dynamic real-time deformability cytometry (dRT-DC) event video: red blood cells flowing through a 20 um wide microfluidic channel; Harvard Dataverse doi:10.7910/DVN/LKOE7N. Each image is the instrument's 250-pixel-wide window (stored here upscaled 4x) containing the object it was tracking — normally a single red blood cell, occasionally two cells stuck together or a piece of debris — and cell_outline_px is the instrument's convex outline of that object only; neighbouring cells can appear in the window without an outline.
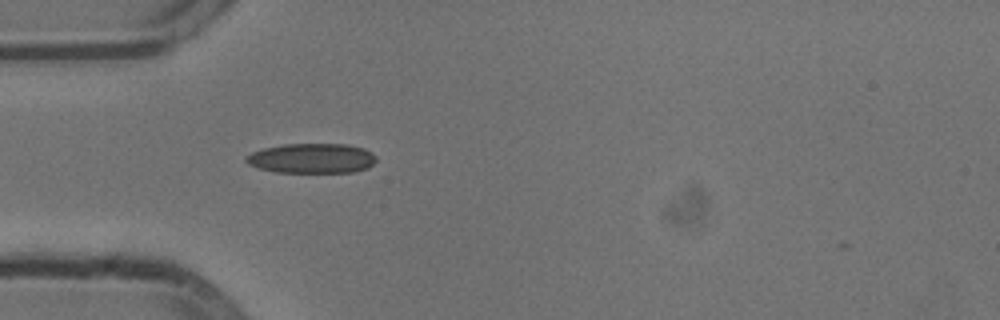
{"species": "common noctule bat (a hibernating species)", "species_latin": "Nyctalus noctula", "temperature_condition": "cold", "stored_images_in_passage": 40, "camera_frame_rate_fps": 3000, "um_per_image_px": 0.085, "animal": {"sex": "male", "body_mass_g": 13.3}, "frame": {"image": 1, "passage_image": 2, "time_ms": 0.333, "image_size_px": [1000, 320], "cell_outline_px": [[376, 160], [368, 168], [352, 172], [276, 172], [260, 168], [248, 164], [244, 160], [252, 152], [264, 148], [284, 144], [348, 144], [364, 148], [372, 152], [376, 156]], "centroid_in_image_um": [26.54, 13.45], "position_along_channel_um": 58.5, "area_um2": 22.6}}
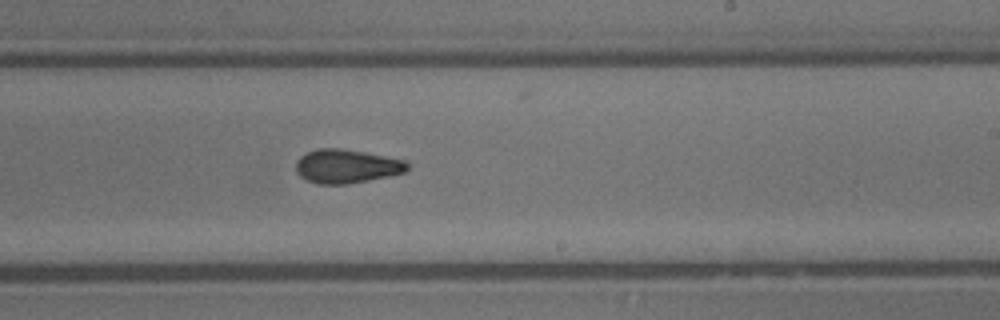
{"frame": {"image": 2, "passage_image": 18, "time_ms": 5.667, "image_size_px": [1000, 320], "cell_outline_px": [[408, 168], [404, 172], [388, 176], [348, 184], [316, 184], [300, 176], [296, 172], [296, 160], [300, 156], [308, 152], [320, 148], [340, 148], [364, 152], [404, 160], [408, 164]], "centroid_in_image_um": [29.42, 14.13], "position_along_channel_um": 259.6, "area_um2": 21.79}}
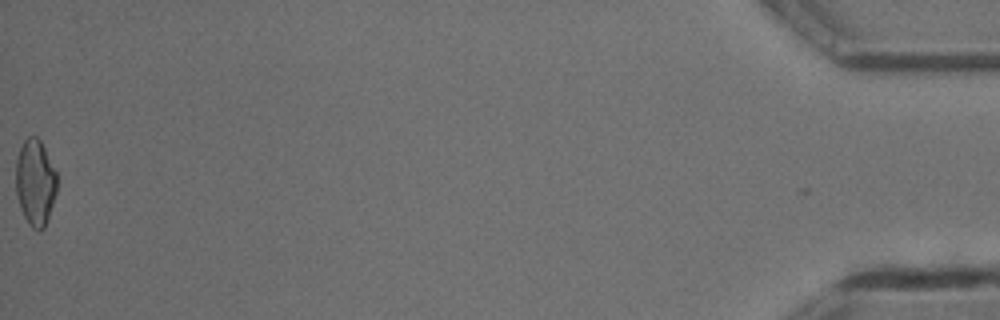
{"frame": {"image": 3, "passage_image": 40, "time_ms": 13.0, "image_size_px": [1000, 320], "cell_outline_px": [[56, 192], [44, 228], [32, 228], [28, 224], [20, 208], [16, 192], [16, 160], [20, 148], [24, 140], [28, 136], [36, 136], [40, 140], [56, 172]], "centroid_in_image_um": [2.97, 15.49], "position_along_channel_um": 432.2, "area_um2": 20.29}, "authors_computed_cell_mechanics": {"area_um2": 21.386, "velocity_mm_per_s": 3.8219, "shape_relaxation_time_tau1_ms": null, "shape_relaxation_time_tau2_ms": 3.8435, "deformation_change_tau1": null, "deformation_change_tau2": 0.1091}}